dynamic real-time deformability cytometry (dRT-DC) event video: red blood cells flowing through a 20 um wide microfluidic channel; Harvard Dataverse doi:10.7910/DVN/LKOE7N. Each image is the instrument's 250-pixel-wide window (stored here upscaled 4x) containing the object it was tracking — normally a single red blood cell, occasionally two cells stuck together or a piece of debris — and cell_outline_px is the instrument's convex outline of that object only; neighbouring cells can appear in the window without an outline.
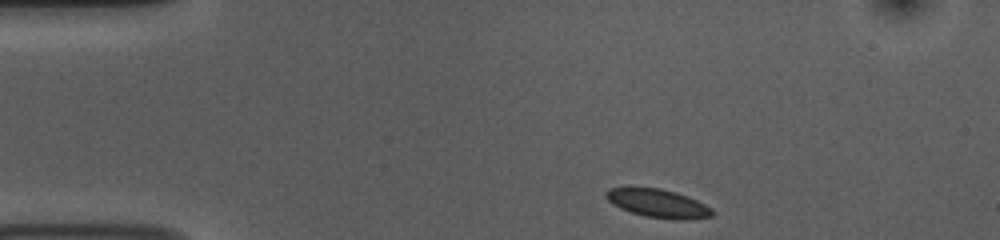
{"species": "common noctule bat (a hibernating species)", "species_latin": "Nyctalus noctula", "temperature_condition": "room temperature", "stored_images_in_passage": 45, "camera_frame_rate_fps": 3000, "um_per_image_px": 0.085, "animal": {"sex": "female", "body_mass_g": 10.0, "forearm_length_mm": 53.1}, "frame": {"image": 1, "passage_image": 1, "time_ms": 0.0, "image_size_px": [1000, 240], "cell_outline_px": [[716, 212], [712, 216], [688, 220], [680, 220], [644, 216], [620, 208], [612, 204], [604, 196], [604, 192], [612, 188], [628, 184], [660, 188], [676, 192], [688, 196], [712, 208]], "centroid_in_image_um": [55.88, 17.24], "position_along_channel_um": 29.1, "area_um2": 18.26}}
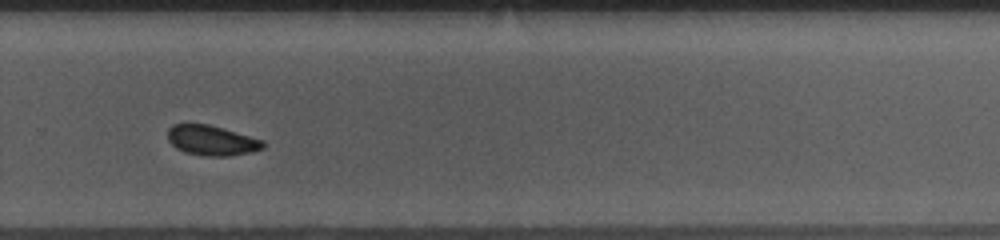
{"frame": {"image": 2, "passage_image": 28, "time_ms": 9.0, "image_size_px": [1000, 240], "cell_outline_px": [[264, 148], [252, 152], [232, 156], [204, 156], [184, 152], [176, 148], [168, 140], [168, 128], [172, 124], [208, 124], [264, 140]], "centroid_in_image_um": [17.99, 11.95], "position_along_channel_um": 311.8, "area_um2": 16.76}}
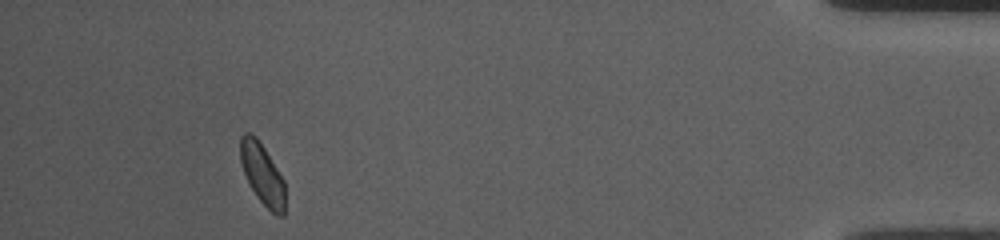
{"frame": {"image": 3, "passage_image": 41, "time_ms": 13.333, "image_size_px": [1000, 240], "cell_outline_px": [[284, 216], [276, 216], [256, 196], [244, 172], [240, 160], [240, 136], [244, 132], [248, 132], [256, 136], [264, 148], [284, 180]], "centroid_in_image_um": [22.29, 14.77], "position_along_channel_um": 412.9, "area_um2": 15.66}, "authors_computed_cell_mechanics": {"area_um2": 17.2822, "velocity_mm_per_s": 3.7408, "shape_relaxation_time_tau1_ms": 4.885, "shape_relaxation_time_tau2_ms": 2.5525, "deformation_change_tau1": 0.0584, "deformation_change_tau2": 0.0474}}